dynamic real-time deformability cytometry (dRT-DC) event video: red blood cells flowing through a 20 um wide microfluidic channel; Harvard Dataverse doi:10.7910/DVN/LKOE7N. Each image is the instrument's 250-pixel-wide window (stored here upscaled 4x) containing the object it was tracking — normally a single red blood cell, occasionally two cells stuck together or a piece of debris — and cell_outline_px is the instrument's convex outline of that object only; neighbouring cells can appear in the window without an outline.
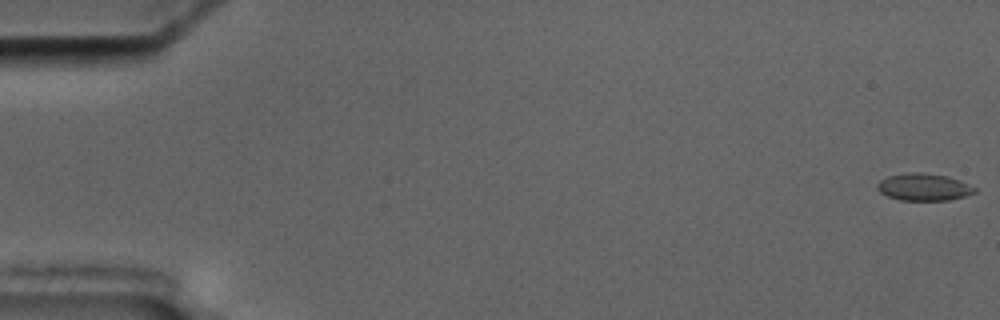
{"species": "common noctule bat (a hibernating species)", "species_latin": "Nyctalus noctula", "temperature_condition": "cold", "stored_images_in_passage": 9, "camera_frame_rate_fps": 3000, "um_per_image_px": 0.085, "animal": {"sex": "male", "body_mass_g": 17.5, "forearm_length_mm": 52.3}, "frame": {"image": 1, "passage_image": 1, "time_ms": 0.0, "image_size_px": [1000, 320], "cell_outline_px": [[976, 192], [964, 196], [948, 200], [900, 200], [888, 196], [880, 192], [876, 188], [876, 184], [880, 180], [888, 176], [912, 172], [924, 172], [948, 176], [960, 180], [976, 188]], "centroid_in_image_um": [78.51, 15.89], "position_along_channel_um": 6.5, "area_um2": 15.43}}
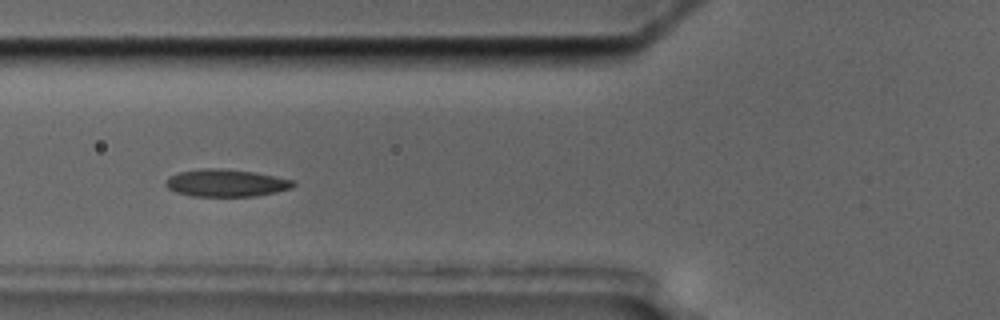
{"frame": {"image": 2, "passage_image": 7, "time_ms": 11.667, "image_size_px": [1000, 320], "cell_outline_px": [[296, 184], [292, 188], [276, 192], [256, 196], [192, 196], [176, 192], [168, 188], [164, 184], [164, 180], [168, 176], [180, 172], [200, 168], [220, 168], [256, 172], [296, 180]], "centroid_in_image_um": [19.23, 15.54], "position_along_channel_um": 106.6, "area_um2": 20.63}}
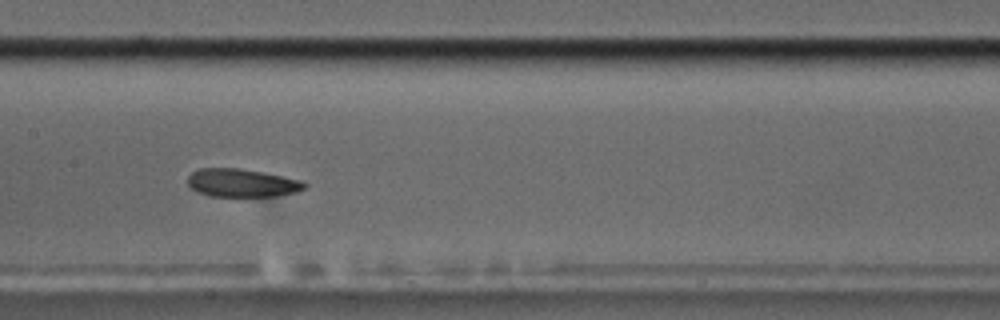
{"frame": {"image": 3, "passage_image": 9, "time_ms": 14.0, "image_size_px": [1000, 320], "cell_outline_px": [[308, 184], [304, 188], [296, 192], [276, 196], [208, 196], [196, 192], [188, 184], [188, 176], [192, 172], [200, 168], [240, 168], [304, 180]], "centroid_in_image_um": [20.57, 15.55], "position_along_channel_um": 186.8, "area_um2": 19.25}}